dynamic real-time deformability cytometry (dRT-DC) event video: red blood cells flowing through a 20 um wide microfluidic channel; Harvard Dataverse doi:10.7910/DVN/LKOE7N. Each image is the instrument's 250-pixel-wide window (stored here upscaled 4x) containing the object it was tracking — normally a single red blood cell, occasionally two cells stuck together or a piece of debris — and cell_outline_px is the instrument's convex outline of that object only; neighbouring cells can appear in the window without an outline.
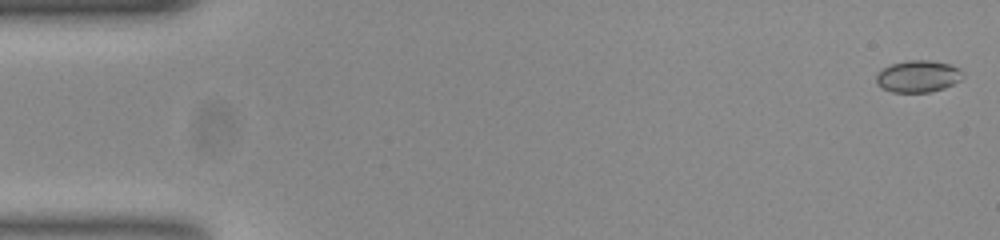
{"species": "common noctule bat (a hibernating species)", "species_latin": "Nyctalus noctula", "temperature_condition": "room temperature", "stored_images_in_passage": 11, "camera_frame_rate_fps": 3000, "um_per_image_px": 0.085, "animal": {"sex": "female", "body_mass_g": 23.0, "forearm_length_mm": 53.4}, "frame": {"image": 1, "passage_image": 1, "time_ms": 0.0, "image_size_px": [1000, 240], "cell_outline_px": [[964, 76], [960, 80], [944, 88], [928, 92], [892, 92], [876, 84], [876, 76], [884, 68], [892, 64], [904, 60], [932, 60], [948, 64], [960, 68], [964, 72]], "centroid_in_image_um": [78.06, 6.48], "position_along_channel_um": 6.9, "area_um2": 16.07}}